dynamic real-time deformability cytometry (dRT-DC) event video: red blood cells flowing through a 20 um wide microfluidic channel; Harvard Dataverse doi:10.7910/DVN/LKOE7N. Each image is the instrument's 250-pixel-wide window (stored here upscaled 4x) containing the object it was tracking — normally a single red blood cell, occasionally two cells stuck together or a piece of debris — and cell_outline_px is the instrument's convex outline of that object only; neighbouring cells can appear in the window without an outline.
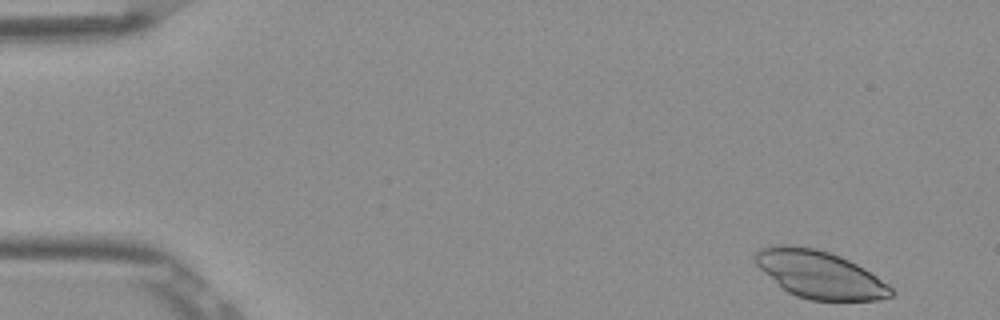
{"species": "Egyptian fruit bat (a non-hibernating species)", "species_latin": "Rousettus aegyptiacus", "temperature_condition": "room temperature", "stored_images_in_passage": 51, "camera_frame_rate_fps": 3000, "um_per_image_px": 0.085, "frame": {"image": 1, "passage_image": 1, "time_ms": 0.0, "image_size_px": [1000, 320], "cell_outline_px": [[896, 292], [892, 296], [876, 300], [812, 300], [796, 296], [788, 292], [764, 272], [752, 260], [752, 256], [760, 248], [776, 244], [788, 244], [816, 248], [840, 256], [864, 268], [888, 284]], "centroid_in_image_um": [69.65, 23.31], "position_along_channel_um": 15.4, "area_um2": 37.51}}